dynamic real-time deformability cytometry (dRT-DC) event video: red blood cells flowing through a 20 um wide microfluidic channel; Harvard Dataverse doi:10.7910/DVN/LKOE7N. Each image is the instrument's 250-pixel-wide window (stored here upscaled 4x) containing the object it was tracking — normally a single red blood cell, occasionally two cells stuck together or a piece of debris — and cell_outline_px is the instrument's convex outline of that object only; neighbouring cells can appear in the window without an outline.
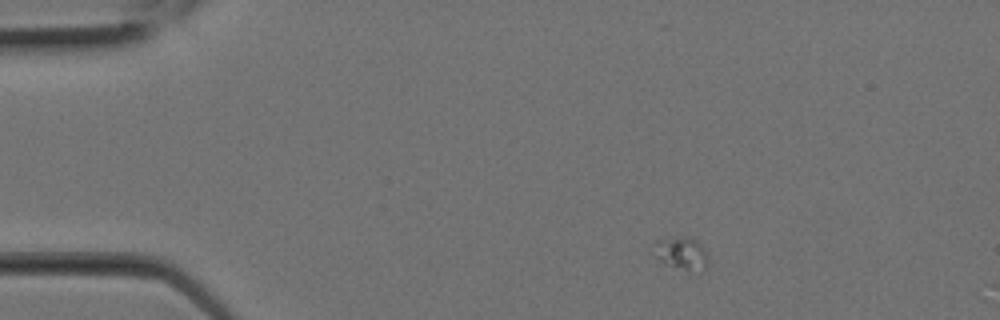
{"species": "Egyptian fruit bat (a non-hibernating species)", "species_latin": "Rousettus aegyptiacus", "temperature_condition": "room temperature", "stored_images_in_passage": 2, "camera_frame_rate_fps": 3000, "um_per_image_px": 0.085, "animal": {"sex": "female"}, "frame": {"image": 1, "passage_image": 1, "time_ms": 0.0, "image_size_px": [1000, 320], "cell_outline_px": [[708, 264], [696, 276], [668, 264], [660, 260], [656, 256], [660, 240], [672, 236], [688, 236], [696, 240], [700, 244], [708, 256]], "centroid_in_image_um": [58.06, 21.59], "position_along_channel_um": 26.9, "area_um2": 10.35}}